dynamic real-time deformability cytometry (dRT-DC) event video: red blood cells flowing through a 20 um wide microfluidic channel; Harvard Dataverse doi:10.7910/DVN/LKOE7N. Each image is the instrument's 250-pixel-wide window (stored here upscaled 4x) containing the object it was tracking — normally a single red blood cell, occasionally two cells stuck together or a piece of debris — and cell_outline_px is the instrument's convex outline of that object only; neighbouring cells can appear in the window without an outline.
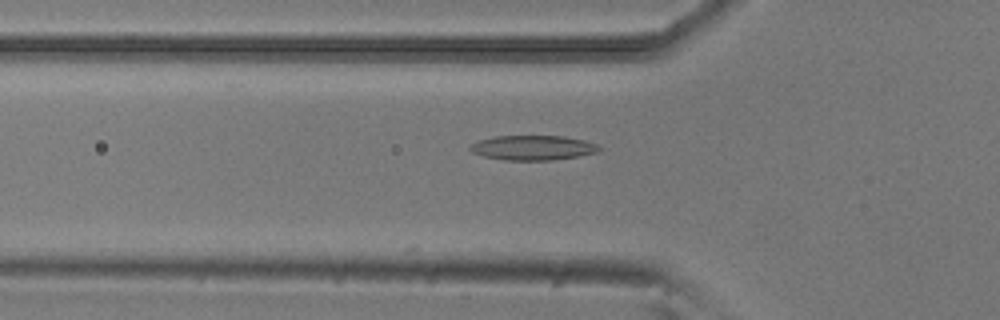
{"species": "common noctule bat (a hibernating species)", "species_latin": "Nyctalus noctula", "temperature_condition": "room temperature", "stored_images_in_passage": 32, "camera_frame_rate_fps": 3000, "um_per_image_px": 0.085, "animal": {"sex": "male", "body_mass_g": 20.5, "forearm_length_mm": 52.5}, "frame": {"image": 1, "passage_image": 17, "time_ms": 5.333, "image_size_px": [1000, 320], "cell_outline_px": [[604, 148], [596, 152], [580, 156], [552, 160], [504, 160], [484, 156], [472, 152], [468, 148], [476, 140], [492, 136], [564, 136], [584, 140], [596, 144]], "centroid_in_image_um": [45.29, 12.55], "position_along_channel_um": 80.5, "area_um2": 18.73}}
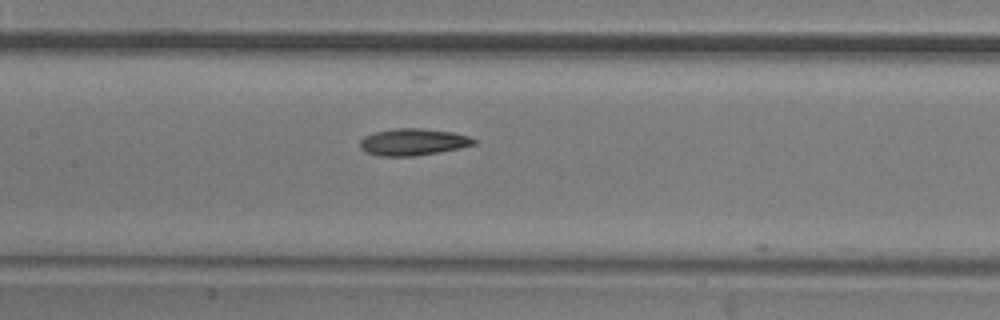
{"frame": {"image": 2, "passage_image": 24, "time_ms": 7.667, "image_size_px": [1000, 320], "cell_outline_px": [[476, 144], [460, 148], [416, 156], [380, 156], [364, 152], [360, 148], [360, 140], [364, 136], [376, 132], [392, 128], [424, 128], [456, 132], [468, 136], [476, 140]], "centroid_in_image_um": [35.11, 12.06], "position_along_channel_um": 172.3, "area_um2": 18.03}}
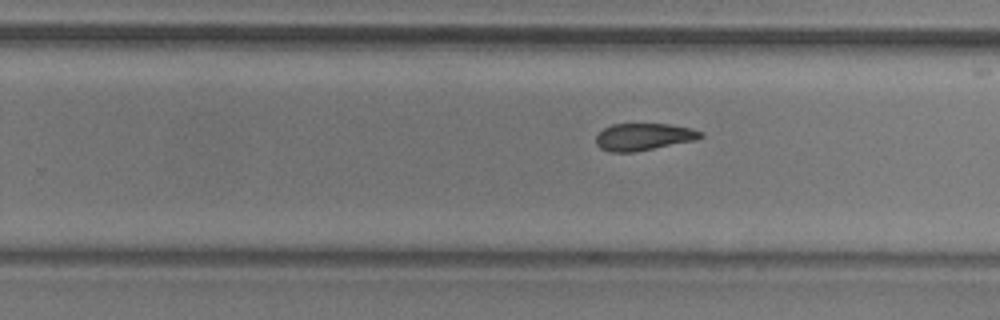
{"frame": {"image": 3, "passage_image": 32, "time_ms": 10.333, "image_size_px": [1000, 320], "cell_outline_px": [[704, 136], [696, 140], [636, 152], [608, 152], [600, 148], [596, 144], [596, 136], [604, 128], [612, 124], [668, 124], [692, 128], [704, 132]], "centroid_in_image_um": [54.73, 11.63], "position_along_channel_um": 275.1, "area_um2": 16.7}}